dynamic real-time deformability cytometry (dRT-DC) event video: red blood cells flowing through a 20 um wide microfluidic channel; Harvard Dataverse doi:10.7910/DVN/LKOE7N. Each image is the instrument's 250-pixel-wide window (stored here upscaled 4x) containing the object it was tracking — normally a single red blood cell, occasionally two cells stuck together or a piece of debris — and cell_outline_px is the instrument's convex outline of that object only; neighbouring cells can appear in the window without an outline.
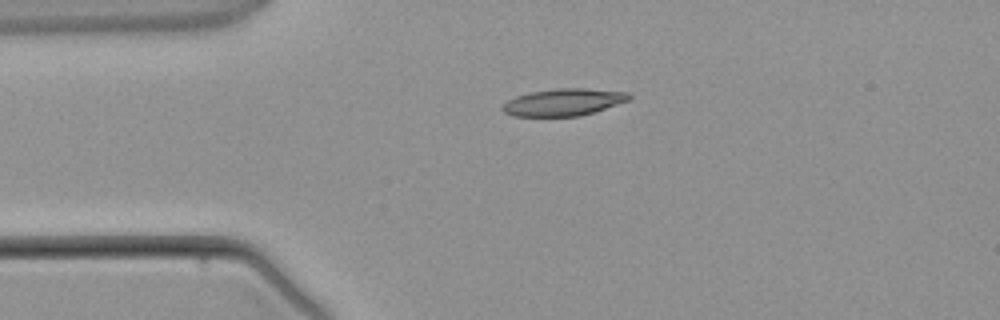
{"species": "common noctule bat (a hibernating species)", "species_latin": "Nyctalus noctula", "temperature_condition": "warm", "stored_images_in_passage": 3, "camera_frame_rate_fps": 3000, "um_per_image_px": 0.085, "animal": {"sex": "male", "body_mass_g": 21.5, "forearm_length_mm": 52.0}, "frame": {"image": 1, "passage_image": 2, "time_ms": 2.0, "image_size_px": [1000, 320], "cell_outline_px": [[632, 96], [628, 100], [580, 116], [512, 116], [504, 112], [500, 108], [508, 100], [516, 96], [532, 92], [560, 88], [584, 88], [628, 92]], "centroid_in_image_um": [47.87, 8.68], "position_along_channel_um": 37.1, "area_um2": 19.71}}
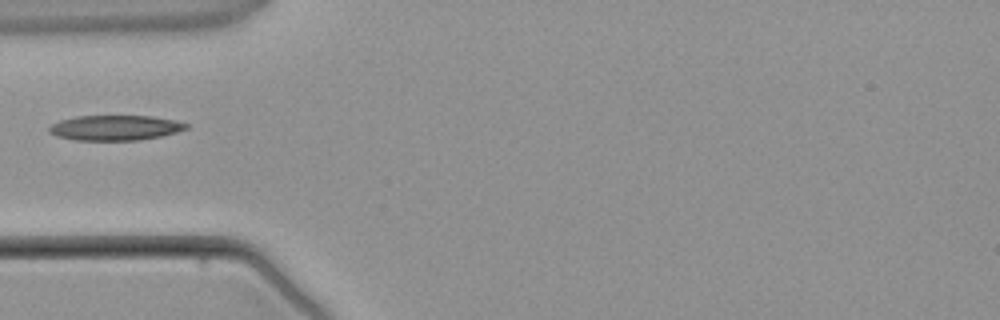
{"frame": {"image": 2, "passage_image": 3, "time_ms": 3.333, "image_size_px": [1000, 320], "cell_outline_px": [[188, 128], [176, 132], [160, 136], [140, 140], [76, 140], [56, 136], [48, 132], [48, 128], [52, 124], [60, 120], [76, 116], [152, 116], [176, 120], [188, 124]], "centroid_in_image_um": [9.78, 10.86], "position_along_channel_um": 75.2, "area_um2": 20.06}}